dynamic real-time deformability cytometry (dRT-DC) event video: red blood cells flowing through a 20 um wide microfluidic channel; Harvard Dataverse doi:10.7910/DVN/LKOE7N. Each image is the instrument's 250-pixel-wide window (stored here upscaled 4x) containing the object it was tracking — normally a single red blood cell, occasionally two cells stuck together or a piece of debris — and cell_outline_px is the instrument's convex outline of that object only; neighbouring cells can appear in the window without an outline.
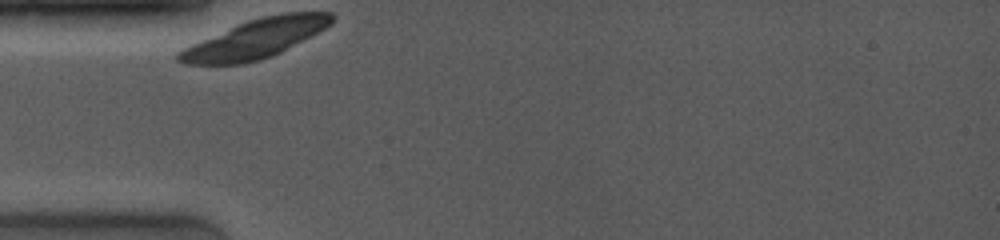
{"species": "common noctule bat (a hibernating species)", "species_latin": "Nyctalus noctula", "temperature_condition": "room temperature", "stored_images_in_passage": 1, "camera_frame_rate_fps": 4000, "um_per_image_px": 0.085, "animal": {"sex": "female", "body_mass_g": 19.0, "forearm_length_mm": 53.3}, "frame": {"image": 1, "passage_image": 1, "time_ms": 0.0, "image_size_px": [1000, 240], "cell_outline_px": [[336, 16], [332, 24], [280, 52], [272, 56], [260, 60], [240, 64], [184, 64], [176, 60], [176, 52], [192, 44], [236, 24], [260, 16], [280, 12], [332, 12]], "centroid_in_image_um": [21.72, 3.27], "position_along_channel_um": 63.3, "area_um2": 34.68}}